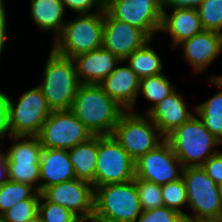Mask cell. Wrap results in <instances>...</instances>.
I'll use <instances>...</instances> for the list:
<instances>
[{
	"instance_id": "obj_32",
	"label": "cell",
	"mask_w": 222,
	"mask_h": 222,
	"mask_svg": "<svg viewBox=\"0 0 222 222\" xmlns=\"http://www.w3.org/2000/svg\"><path fill=\"white\" fill-rule=\"evenodd\" d=\"M135 184L142 211H148L164 206L160 185L143 179H138L136 176Z\"/></svg>"
},
{
	"instance_id": "obj_3",
	"label": "cell",
	"mask_w": 222,
	"mask_h": 222,
	"mask_svg": "<svg viewBox=\"0 0 222 222\" xmlns=\"http://www.w3.org/2000/svg\"><path fill=\"white\" fill-rule=\"evenodd\" d=\"M166 140L183 167L202 166L222 148V142L207 130L196 113L170 133Z\"/></svg>"
},
{
	"instance_id": "obj_27",
	"label": "cell",
	"mask_w": 222,
	"mask_h": 222,
	"mask_svg": "<svg viewBox=\"0 0 222 222\" xmlns=\"http://www.w3.org/2000/svg\"><path fill=\"white\" fill-rule=\"evenodd\" d=\"M41 193L33 186L8 180L0 186V216L19 201L40 198Z\"/></svg>"
},
{
	"instance_id": "obj_7",
	"label": "cell",
	"mask_w": 222,
	"mask_h": 222,
	"mask_svg": "<svg viewBox=\"0 0 222 222\" xmlns=\"http://www.w3.org/2000/svg\"><path fill=\"white\" fill-rule=\"evenodd\" d=\"M19 94L18 99L9 95L8 119L11 135L37 136L52 110L37 85Z\"/></svg>"
},
{
	"instance_id": "obj_14",
	"label": "cell",
	"mask_w": 222,
	"mask_h": 222,
	"mask_svg": "<svg viewBox=\"0 0 222 222\" xmlns=\"http://www.w3.org/2000/svg\"><path fill=\"white\" fill-rule=\"evenodd\" d=\"M41 194L50 202L71 210L79 218L94 216L95 189L92 183L72 179L45 188Z\"/></svg>"
},
{
	"instance_id": "obj_1",
	"label": "cell",
	"mask_w": 222,
	"mask_h": 222,
	"mask_svg": "<svg viewBox=\"0 0 222 222\" xmlns=\"http://www.w3.org/2000/svg\"><path fill=\"white\" fill-rule=\"evenodd\" d=\"M70 111L93 136L112 135L126 112L100 84H80Z\"/></svg>"
},
{
	"instance_id": "obj_20",
	"label": "cell",
	"mask_w": 222,
	"mask_h": 222,
	"mask_svg": "<svg viewBox=\"0 0 222 222\" xmlns=\"http://www.w3.org/2000/svg\"><path fill=\"white\" fill-rule=\"evenodd\" d=\"M81 84H100L115 69L120 60L103 47L72 58Z\"/></svg>"
},
{
	"instance_id": "obj_40",
	"label": "cell",
	"mask_w": 222,
	"mask_h": 222,
	"mask_svg": "<svg viewBox=\"0 0 222 222\" xmlns=\"http://www.w3.org/2000/svg\"><path fill=\"white\" fill-rule=\"evenodd\" d=\"M185 222H222L219 220H206V219H185Z\"/></svg>"
},
{
	"instance_id": "obj_8",
	"label": "cell",
	"mask_w": 222,
	"mask_h": 222,
	"mask_svg": "<svg viewBox=\"0 0 222 222\" xmlns=\"http://www.w3.org/2000/svg\"><path fill=\"white\" fill-rule=\"evenodd\" d=\"M112 135L134 161L166 139L146 114L131 111L121 116Z\"/></svg>"
},
{
	"instance_id": "obj_34",
	"label": "cell",
	"mask_w": 222,
	"mask_h": 222,
	"mask_svg": "<svg viewBox=\"0 0 222 222\" xmlns=\"http://www.w3.org/2000/svg\"><path fill=\"white\" fill-rule=\"evenodd\" d=\"M66 11L74 14H90L103 11L105 6L99 0H61Z\"/></svg>"
},
{
	"instance_id": "obj_28",
	"label": "cell",
	"mask_w": 222,
	"mask_h": 222,
	"mask_svg": "<svg viewBox=\"0 0 222 222\" xmlns=\"http://www.w3.org/2000/svg\"><path fill=\"white\" fill-rule=\"evenodd\" d=\"M161 191L164 206L182 213L187 219V191L182 177L161 185Z\"/></svg>"
},
{
	"instance_id": "obj_45",
	"label": "cell",
	"mask_w": 222,
	"mask_h": 222,
	"mask_svg": "<svg viewBox=\"0 0 222 222\" xmlns=\"http://www.w3.org/2000/svg\"><path fill=\"white\" fill-rule=\"evenodd\" d=\"M104 6H106L111 0H99Z\"/></svg>"
},
{
	"instance_id": "obj_42",
	"label": "cell",
	"mask_w": 222,
	"mask_h": 222,
	"mask_svg": "<svg viewBox=\"0 0 222 222\" xmlns=\"http://www.w3.org/2000/svg\"><path fill=\"white\" fill-rule=\"evenodd\" d=\"M217 189H218V193H219V196H220V199H221V202H222V183H219L217 185Z\"/></svg>"
},
{
	"instance_id": "obj_19",
	"label": "cell",
	"mask_w": 222,
	"mask_h": 222,
	"mask_svg": "<svg viewBox=\"0 0 222 222\" xmlns=\"http://www.w3.org/2000/svg\"><path fill=\"white\" fill-rule=\"evenodd\" d=\"M203 30L197 9L174 8L172 10H162L159 34H164V37L169 35L171 50Z\"/></svg>"
},
{
	"instance_id": "obj_6",
	"label": "cell",
	"mask_w": 222,
	"mask_h": 222,
	"mask_svg": "<svg viewBox=\"0 0 222 222\" xmlns=\"http://www.w3.org/2000/svg\"><path fill=\"white\" fill-rule=\"evenodd\" d=\"M182 179L187 191V218L222 221V202L217 184L203 168L184 167Z\"/></svg>"
},
{
	"instance_id": "obj_9",
	"label": "cell",
	"mask_w": 222,
	"mask_h": 222,
	"mask_svg": "<svg viewBox=\"0 0 222 222\" xmlns=\"http://www.w3.org/2000/svg\"><path fill=\"white\" fill-rule=\"evenodd\" d=\"M8 141L5 153L9 180L29 184L40 192L39 163L43 147L38 137L10 136Z\"/></svg>"
},
{
	"instance_id": "obj_30",
	"label": "cell",
	"mask_w": 222,
	"mask_h": 222,
	"mask_svg": "<svg viewBox=\"0 0 222 222\" xmlns=\"http://www.w3.org/2000/svg\"><path fill=\"white\" fill-rule=\"evenodd\" d=\"M38 219L41 222H76L79 217L71 210L48 201L41 194L39 199Z\"/></svg>"
},
{
	"instance_id": "obj_39",
	"label": "cell",
	"mask_w": 222,
	"mask_h": 222,
	"mask_svg": "<svg viewBox=\"0 0 222 222\" xmlns=\"http://www.w3.org/2000/svg\"><path fill=\"white\" fill-rule=\"evenodd\" d=\"M9 180L8 178V166H7V160H6V153L4 152L0 156V186L7 182Z\"/></svg>"
},
{
	"instance_id": "obj_31",
	"label": "cell",
	"mask_w": 222,
	"mask_h": 222,
	"mask_svg": "<svg viewBox=\"0 0 222 222\" xmlns=\"http://www.w3.org/2000/svg\"><path fill=\"white\" fill-rule=\"evenodd\" d=\"M197 10L204 30L222 34V0H203Z\"/></svg>"
},
{
	"instance_id": "obj_36",
	"label": "cell",
	"mask_w": 222,
	"mask_h": 222,
	"mask_svg": "<svg viewBox=\"0 0 222 222\" xmlns=\"http://www.w3.org/2000/svg\"><path fill=\"white\" fill-rule=\"evenodd\" d=\"M201 167L217 185L222 183V150L211 156Z\"/></svg>"
},
{
	"instance_id": "obj_18",
	"label": "cell",
	"mask_w": 222,
	"mask_h": 222,
	"mask_svg": "<svg viewBox=\"0 0 222 222\" xmlns=\"http://www.w3.org/2000/svg\"><path fill=\"white\" fill-rule=\"evenodd\" d=\"M100 85L104 92L126 111L133 109L137 102L140 78L125 60H121Z\"/></svg>"
},
{
	"instance_id": "obj_11",
	"label": "cell",
	"mask_w": 222,
	"mask_h": 222,
	"mask_svg": "<svg viewBox=\"0 0 222 222\" xmlns=\"http://www.w3.org/2000/svg\"><path fill=\"white\" fill-rule=\"evenodd\" d=\"M43 148L69 150L93 135L70 110L52 111L37 135Z\"/></svg>"
},
{
	"instance_id": "obj_35",
	"label": "cell",
	"mask_w": 222,
	"mask_h": 222,
	"mask_svg": "<svg viewBox=\"0 0 222 222\" xmlns=\"http://www.w3.org/2000/svg\"><path fill=\"white\" fill-rule=\"evenodd\" d=\"M9 95L0 89V138L8 139L11 135L9 128ZM7 136V137H6Z\"/></svg>"
},
{
	"instance_id": "obj_2",
	"label": "cell",
	"mask_w": 222,
	"mask_h": 222,
	"mask_svg": "<svg viewBox=\"0 0 222 222\" xmlns=\"http://www.w3.org/2000/svg\"><path fill=\"white\" fill-rule=\"evenodd\" d=\"M37 86L52 111L70 110L80 86L72 58L57 54L51 47Z\"/></svg>"
},
{
	"instance_id": "obj_33",
	"label": "cell",
	"mask_w": 222,
	"mask_h": 222,
	"mask_svg": "<svg viewBox=\"0 0 222 222\" xmlns=\"http://www.w3.org/2000/svg\"><path fill=\"white\" fill-rule=\"evenodd\" d=\"M185 215L174 209L162 206L142 211L136 222H185Z\"/></svg>"
},
{
	"instance_id": "obj_46",
	"label": "cell",
	"mask_w": 222,
	"mask_h": 222,
	"mask_svg": "<svg viewBox=\"0 0 222 222\" xmlns=\"http://www.w3.org/2000/svg\"><path fill=\"white\" fill-rule=\"evenodd\" d=\"M6 0H0V7L5 3Z\"/></svg>"
},
{
	"instance_id": "obj_41",
	"label": "cell",
	"mask_w": 222,
	"mask_h": 222,
	"mask_svg": "<svg viewBox=\"0 0 222 222\" xmlns=\"http://www.w3.org/2000/svg\"><path fill=\"white\" fill-rule=\"evenodd\" d=\"M2 140H3V141H2ZM0 141H1V142H0V146H1V147H0V156H1V155L5 152V147H6V146L3 145L5 139H1V138H0ZM2 145H3V146H2Z\"/></svg>"
},
{
	"instance_id": "obj_15",
	"label": "cell",
	"mask_w": 222,
	"mask_h": 222,
	"mask_svg": "<svg viewBox=\"0 0 222 222\" xmlns=\"http://www.w3.org/2000/svg\"><path fill=\"white\" fill-rule=\"evenodd\" d=\"M149 40L142 30L113 18L104 9L102 47L111 51L120 61L125 60Z\"/></svg>"
},
{
	"instance_id": "obj_38",
	"label": "cell",
	"mask_w": 222,
	"mask_h": 222,
	"mask_svg": "<svg viewBox=\"0 0 222 222\" xmlns=\"http://www.w3.org/2000/svg\"><path fill=\"white\" fill-rule=\"evenodd\" d=\"M203 0H160L162 10L174 8L198 9Z\"/></svg>"
},
{
	"instance_id": "obj_43",
	"label": "cell",
	"mask_w": 222,
	"mask_h": 222,
	"mask_svg": "<svg viewBox=\"0 0 222 222\" xmlns=\"http://www.w3.org/2000/svg\"><path fill=\"white\" fill-rule=\"evenodd\" d=\"M206 78H219L222 81V75H215V74H210L209 76H206Z\"/></svg>"
},
{
	"instance_id": "obj_47",
	"label": "cell",
	"mask_w": 222,
	"mask_h": 222,
	"mask_svg": "<svg viewBox=\"0 0 222 222\" xmlns=\"http://www.w3.org/2000/svg\"><path fill=\"white\" fill-rule=\"evenodd\" d=\"M89 222H99V221H97V220L91 218V219H89Z\"/></svg>"
},
{
	"instance_id": "obj_16",
	"label": "cell",
	"mask_w": 222,
	"mask_h": 222,
	"mask_svg": "<svg viewBox=\"0 0 222 222\" xmlns=\"http://www.w3.org/2000/svg\"><path fill=\"white\" fill-rule=\"evenodd\" d=\"M176 49L182 50V58L198 76L211 68L210 66L222 54V34L203 30L180 43Z\"/></svg>"
},
{
	"instance_id": "obj_29",
	"label": "cell",
	"mask_w": 222,
	"mask_h": 222,
	"mask_svg": "<svg viewBox=\"0 0 222 222\" xmlns=\"http://www.w3.org/2000/svg\"><path fill=\"white\" fill-rule=\"evenodd\" d=\"M39 199L19 201L0 216V222H34L38 219Z\"/></svg>"
},
{
	"instance_id": "obj_10",
	"label": "cell",
	"mask_w": 222,
	"mask_h": 222,
	"mask_svg": "<svg viewBox=\"0 0 222 222\" xmlns=\"http://www.w3.org/2000/svg\"><path fill=\"white\" fill-rule=\"evenodd\" d=\"M135 178V161L113 135L98 136V156L93 187L125 183Z\"/></svg>"
},
{
	"instance_id": "obj_37",
	"label": "cell",
	"mask_w": 222,
	"mask_h": 222,
	"mask_svg": "<svg viewBox=\"0 0 222 222\" xmlns=\"http://www.w3.org/2000/svg\"><path fill=\"white\" fill-rule=\"evenodd\" d=\"M6 2L0 7V59L2 54H4V48L7 45V40L10 37L8 34V27H9V21H8V9L6 8ZM6 42V43H5Z\"/></svg>"
},
{
	"instance_id": "obj_24",
	"label": "cell",
	"mask_w": 222,
	"mask_h": 222,
	"mask_svg": "<svg viewBox=\"0 0 222 222\" xmlns=\"http://www.w3.org/2000/svg\"><path fill=\"white\" fill-rule=\"evenodd\" d=\"M76 179L94 184L98 156V136L68 150Z\"/></svg>"
},
{
	"instance_id": "obj_5",
	"label": "cell",
	"mask_w": 222,
	"mask_h": 222,
	"mask_svg": "<svg viewBox=\"0 0 222 222\" xmlns=\"http://www.w3.org/2000/svg\"><path fill=\"white\" fill-rule=\"evenodd\" d=\"M141 213L135 178L95 188L93 219L99 222H136Z\"/></svg>"
},
{
	"instance_id": "obj_22",
	"label": "cell",
	"mask_w": 222,
	"mask_h": 222,
	"mask_svg": "<svg viewBox=\"0 0 222 222\" xmlns=\"http://www.w3.org/2000/svg\"><path fill=\"white\" fill-rule=\"evenodd\" d=\"M29 17L41 33H51V43L61 34L68 17L61 0H29ZM67 17V18H66Z\"/></svg>"
},
{
	"instance_id": "obj_25",
	"label": "cell",
	"mask_w": 222,
	"mask_h": 222,
	"mask_svg": "<svg viewBox=\"0 0 222 222\" xmlns=\"http://www.w3.org/2000/svg\"><path fill=\"white\" fill-rule=\"evenodd\" d=\"M155 39H150L142 47L133 51L125 61L135 74L141 79L164 73V64L157 48L152 43ZM155 48V49H154Z\"/></svg>"
},
{
	"instance_id": "obj_21",
	"label": "cell",
	"mask_w": 222,
	"mask_h": 222,
	"mask_svg": "<svg viewBox=\"0 0 222 222\" xmlns=\"http://www.w3.org/2000/svg\"><path fill=\"white\" fill-rule=\"evenodd\" d=\"M39 164L40 193L49 186L76 178L68 150L43 148Z\"/></svg>"
},
{
	"instance_id": "obj_44",
	"label": "cell",
	"mask_w": 222,
	"mask_h": 222,
	"mask_svg": "<svg viewBox=\"0 0 222 222\" xmlns=\"http://www.w3.org/2000/svg\"><path fill=\"white\" fill-rule=\"evenodd\" d=\"M76 222H89V219L79 218Z\"/></svg>"
},
{
	"instance_id": "obj_23",
	"label": "cell",
	"mask_w": 222,
	"mask_h": 222,
	"mask_svg": "<svg viewBox=\"0 0 222 222\" xmlns=\"http://www.w3.org/2000/svg\"><path fill=\"white\" fill-rule=\"evenodd\" d=\"M207 82L214 85L218 92L195 104V113L207 130L222 142V81L219 78H207Z\"/></svg>"
},
{
	"instance_id": "obj_12",
	"label": "cell",
	"mask_w": 222,
	"mask_h": 222,
	"mask_svg": "<svg viewBox=\"0 0 222 222\" xmlns=\"http://www.w3.org/2000/svg\"><path fill=\"white\" fill-rule=\"evenodd\" d=\"M105 10L113 18L142 30L150 39L161 36L160 0H111Z\"/></svg>"
},
{
	"instance_id": "obj_26",
	"label": "cell",
	"mask_w": 222,
	"mask_h": 222,
	"mask_svg": "<svg viewBox=\"0 0 222 222\" xmlns=\"http://www.w3.org/2000/svg\"><path fill=\"white\" fill-rule=\"evenodd\" d=\"M165 73L166 72L140 79L137 102L131 112L137 114H147L153 107H155L177 88ZM139 97L144 98L145 101H149L148 103H150L149 106L147 105L145 112L142 113L136 110Z\"/></svg>"
},
{
	"instance_id": "obj_4",
	"label": "cell",
	"mask_w": 222,
	"mask_h": 222,
	"mask_svg": "<svg viewBox=\"0 0 222 222\" xmlns=\"http://www.w3.org/2000/svg\"><path fill=\"white\" fill-rule=\"evenodd\" d=\"M104 10L75 14L67 19L61 34L50 47L59 55L73 58L102 47Z\"/></svg>"
},
{
	"instance_id": "obj_17",
	"label": "cell",
	"mask_w": 222,
	"mask_h": 222,
	"mask_svg": "<svg viewBox=\"0 0 222 222\" xmlns=\"http://www.w3.org/2000/svg\"><path fill=\"white\" fill-rule=\"evenodd\" d=\"M185 98L176 88L146 114L165 138L195 114V105Z\"/></svg>"
},
{
	"instance_id": "obj_13",
	"label": "cell",
	"mask_w": 222,
	"mask_h": 222,
	"mask_svg": "<svg viewBox=\"0 0 222 222\" xmlns=\"http://www.w3.org/2000/svg\"><path fill=\"white\" fill-rule=\"evenodd\" d=\"M183 168L171 145L165 139L155 149L135 161V176L161 186L180 179Z\"/></svg>"
}]
</instances>
